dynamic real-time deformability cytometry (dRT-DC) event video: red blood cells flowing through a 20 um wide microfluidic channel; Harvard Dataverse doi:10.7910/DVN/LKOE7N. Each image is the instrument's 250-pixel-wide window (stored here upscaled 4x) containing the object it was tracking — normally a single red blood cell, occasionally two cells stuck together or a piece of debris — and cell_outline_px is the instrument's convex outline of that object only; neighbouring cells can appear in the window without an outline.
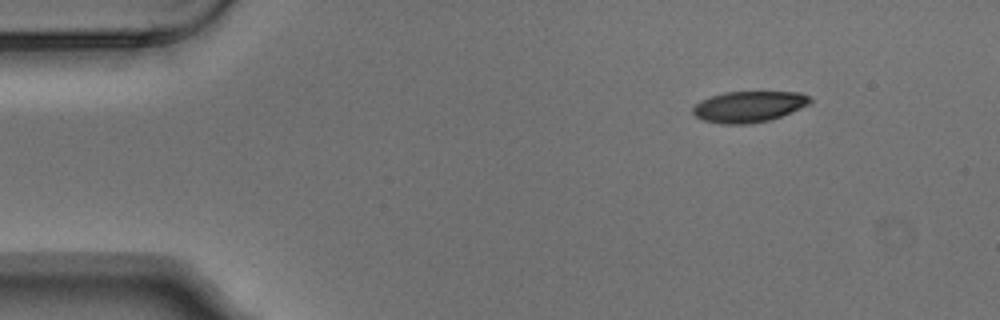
{"species": "Egyptian fruit bat (a non-hibernating species)", "species_latin": "Rousettus aegyptiacus", "temperature_condition": "warm", "stored_images_in_passage": 4, "camera_frame_rate_fps": 3000, "um_per_image_px": 0.085, "animal": {"sex": "male"}, "frame": {"image": 1, "passage_image": 1, "time_ms": 0.0, "image_size_px": [1000, 320], "cell_outline_px": [[812, 100], [808, 104], [800, 108], [780, 116], [768, 120], [748, 124], [720, 124], [704, 120], [696, 116], [692, 112], [692, 108], [700, 100], [724, 92], [800, 92], [808, 96]], "centroid_in_image_um": [63.62, 9.06], "position_along_channel_um": 21.4, "area_um2": 20.98}}
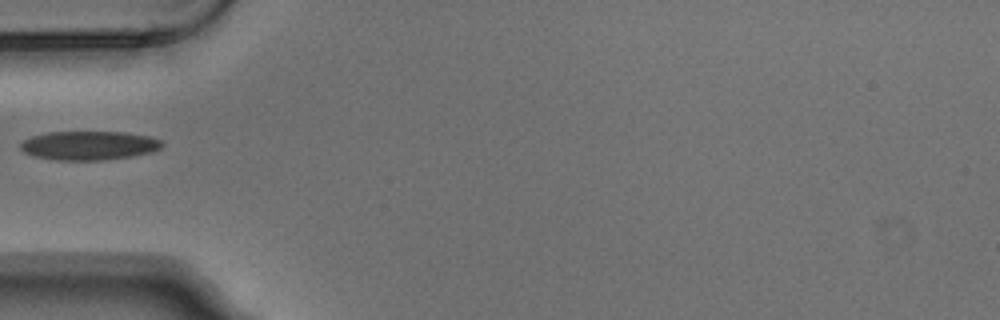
{"frame": {"image": 2, "passage_image": 4, "time_ms": 1.0, "image_size_px": [1000, 320], "cell_outline_px": [[164, 144], [160, 148], [152, 152], [132, 156], [100, 160], [52, 160], [32, 156], [24, 152], [20, 148], [20, 140], [32, 136], [48, 132], [124, 132], [148, 136], [160, 140]], "centroid_in_image_um": [7.51, 12.37], "position_along_channel_um": 77.5, "area_um2": 23.99}}